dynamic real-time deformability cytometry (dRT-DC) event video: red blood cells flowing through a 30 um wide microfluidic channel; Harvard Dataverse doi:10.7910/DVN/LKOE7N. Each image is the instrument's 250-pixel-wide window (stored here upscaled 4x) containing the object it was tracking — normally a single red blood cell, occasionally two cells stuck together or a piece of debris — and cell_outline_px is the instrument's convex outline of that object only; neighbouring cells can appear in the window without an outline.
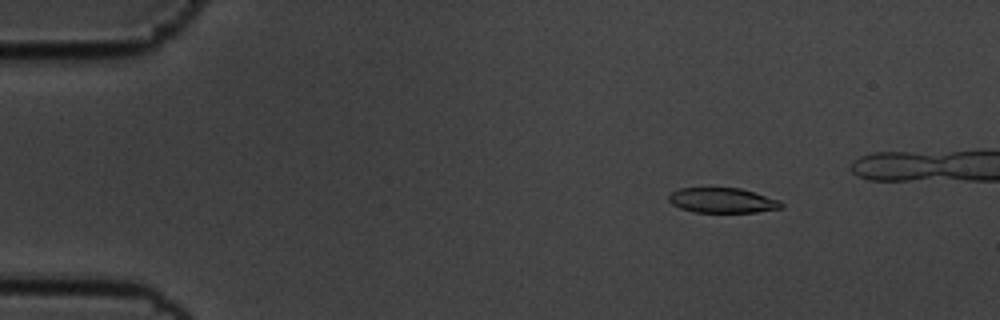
{"species": "common noctule bat (a hibernating species)", "species_latin": "Nyctalus noctula", "temperature_condition": "cold", "stored_images_in_passage": 29, "camera_frame_rate_fps": 3000, "um_per_image_px": 0.085, "animal": {"sex": "male", "body_mass_g": 19.5, "forearm_length_mm": 54.6}, "frame": {"image": 1, "passage_image": 9, "time_ms": 2.667, "image_size_px": [1000, 320], "cell_outline_px": [[784, 204], [780, 208], [756, 212], [692, 212], [680, 208], [672, 204], [668, 200], [668, 196], [672, 192], [680, 188], [740, 188], [780, 200]], "centroid_in_image_um": [61.39, 17.03], "position_along_channel_um": 23.6, "area_um2": 16.36}}
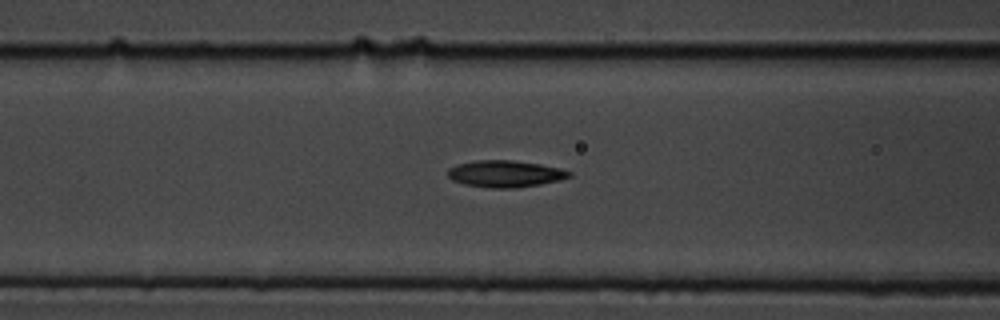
{"frame": {"image": 2, "passage_image": 24, "time_ms": 7.667, "image_size_px": [1000, 320], "cell_outline_px": [[572, 176], [560, 180], [540, 184], [516, 188], [492, 188], [464, 184], [452, 180], [448, 176], [448, 168], [456, 164], [476, 160], [512, 160], [540, 164], [560, 168], [572, 172]], "centroid_in_image_um": [42.94, 14.77], "position_along_channel_um": 123.7, "area_um2": 19.02}}
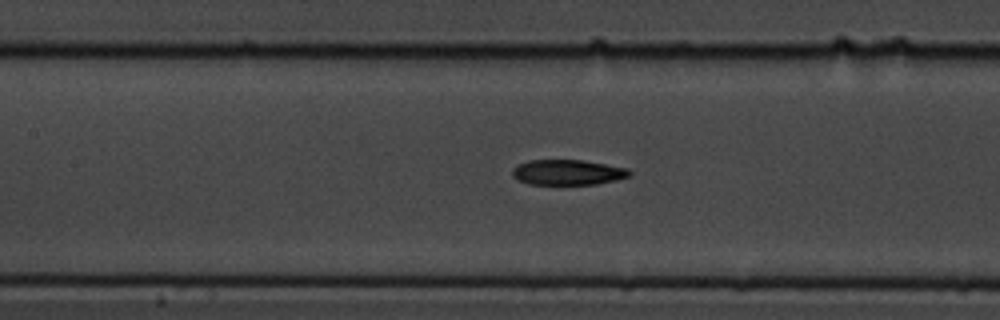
{"frame": {"image": 3, "passage_image": 27, "time_ms": 8.667, "image_size_px": [1000, 320], "cell_outline_px": [[632, 172], [628, 176], [616, 180], [596, 184], [528, 184], [512, 176], [512, 168], [528, 160], [584, 160], [628, 168]], "centroid_in_image_um": [48.26, 14.64], "position_along_channel_um": 159.1, "area_um2": 17.22}}